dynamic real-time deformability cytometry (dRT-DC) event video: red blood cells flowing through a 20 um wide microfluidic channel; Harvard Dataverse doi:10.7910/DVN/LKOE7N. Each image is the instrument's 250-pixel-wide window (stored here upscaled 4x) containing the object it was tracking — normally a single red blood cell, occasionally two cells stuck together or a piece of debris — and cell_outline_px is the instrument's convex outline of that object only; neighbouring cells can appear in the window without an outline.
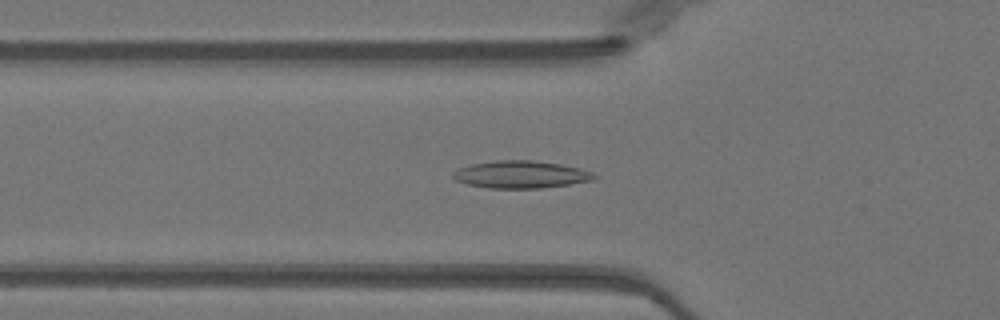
{"species": "Egyptian fruit bat (a non-hibernating species)", "species_latin": "Rousettus aegyptiacus", "temperature_condition": "warm", "stored_images_in_passage": 48, "camera_frame_rate_fps": 3000, "um_per_image_px": 0.085, "animal": {"sex": "female"}, "frame": {"image": 1, "passage_image": 15, "time_ms": 4.667, "image_size_px": [1000, 320], "cell_outline_px": [[596, 176], [592, 180], [568, 184], [540, 188], [488, 188], [468, 184], [456, 180], [452, 176], [452, 172], [460, 168], [472, 164], [496, 160], [532, 160], [560, 164], [580, 168], [592, 172]], "centroid_in_image_um": [44.25, 14.83], "position_along_channel_um": 81.5, "area_um2": 22.31}}
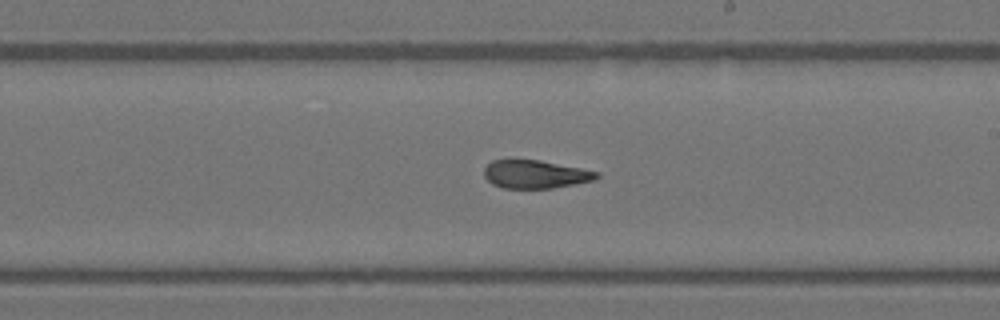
{"frame": {"image": 2, "passage_image": 27, "time_ms": 8.667, "image_size_px": [1000, 320], "cell_outline_px": [[600, 176], [596, 180], [552, 188], [504, 188], [492, 184], [484, 176], [484, 168], [492, 160], [512, 156], [540, 160], [600, 172]], "centroid_in_image_um": [45.46, 14.76], "position_along_channel_um": 243.5, "area_um2": 19.13}}
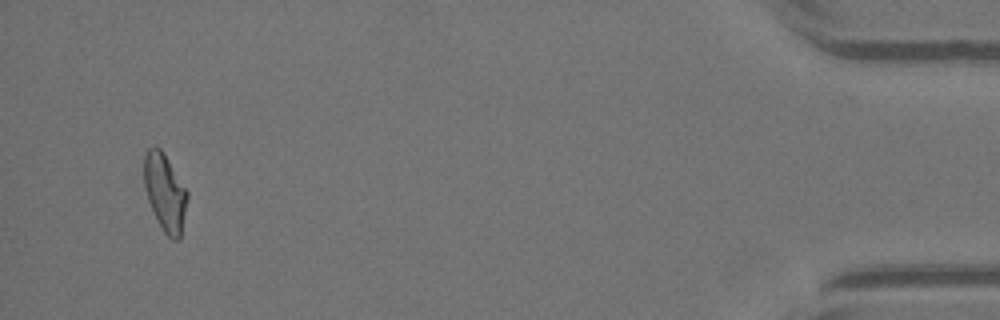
{"frame": {"image": 3, "passage_image": 46, "time_ms": 15.0, "image_size_px": [1000, 320], "cell_outline_px": [[188, 200], [180, 240], [172, 240], [164, 232], [148, 200], [144, 184], [144, 152], [152, 144], [156, 144], [164, 152], [188, 192]], "centroid_in_image_um": [14.03, 16.3], "position_along_channel_um": 421.2, "area_um2": 19.65}, "authors_computed_cell_mechanics": {"area_um2": 19.7965, "velocity_mm_per_s": 4.0279, "shape_relaxation_time_tau1_ms": null, "shape_relaxation_time_tau2_ms": 2.325, "deformation_change_tau1": null, "deformation_change_tau2": 0.0969}}